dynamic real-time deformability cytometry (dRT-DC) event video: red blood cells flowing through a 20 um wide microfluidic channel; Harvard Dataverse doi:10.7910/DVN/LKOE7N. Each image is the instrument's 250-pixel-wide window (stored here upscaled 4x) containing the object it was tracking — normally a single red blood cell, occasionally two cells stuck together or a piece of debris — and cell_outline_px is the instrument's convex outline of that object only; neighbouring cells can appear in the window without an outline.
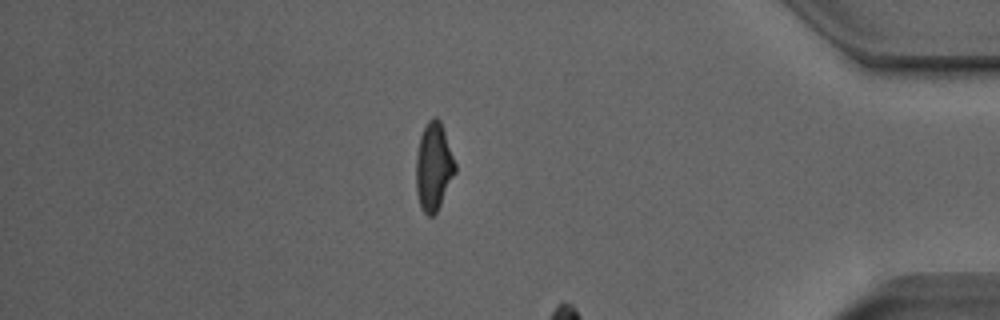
{"species": "Egyptian fruit bat (a non-hibernating species)", "species_latin": "Rousettus aegyptiacus", "temperature_condition": "room temperature", "stored_images_in_passage": 36, "camera_frame_rate_fps": 3000, "um_per_image_px": 0.085, "animal": {"sex": "male"}, "frame": {"image": 1, "passage_image": 31, "time_ms": 10.0, "image_size_px": [1000, 320], "cell_outline_px": [[456, 172], [436, 212], [432, 216], [428, 216], [424, 212], [420, 204], [416, 192], [416, 156], [420, 136], [428, 120], [432, 116], [436, 116], [440, 120], [456, 164]], "centroid_in_image_um": [36.85, 14.14], "position_along_channel_um": 398.3, "area_um2": 19.88}}